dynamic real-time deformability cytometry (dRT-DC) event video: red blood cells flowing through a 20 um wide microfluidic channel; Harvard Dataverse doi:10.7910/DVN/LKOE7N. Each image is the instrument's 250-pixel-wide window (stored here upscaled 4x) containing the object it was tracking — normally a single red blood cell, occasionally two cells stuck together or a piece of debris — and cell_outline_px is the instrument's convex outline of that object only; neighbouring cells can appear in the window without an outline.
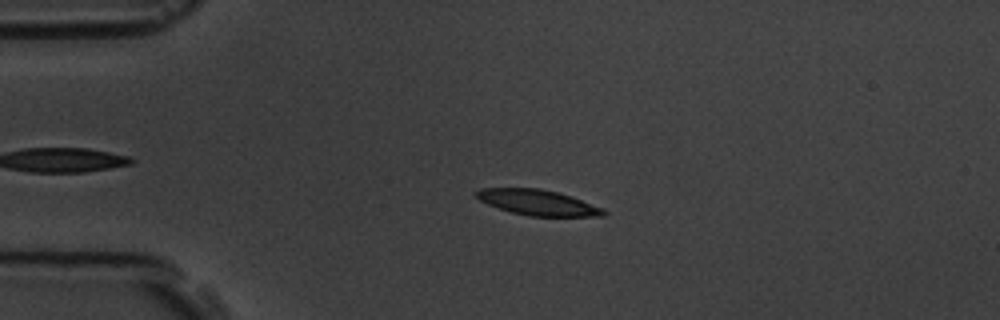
{"species": "common noctule bat (a hibernating species)", "species_latin": "Nyctalus noctula", "temperature_condition": "room temperature", "stored_images_in_passage": 4, "camera_frame_rate_fps": 3000, "um_per_image_px": 0.085, "animal": {"sex": "male", "body_mass_g": 19.5, "forearm_length_mm": 54.6}, "frame": {"image": 1, "passage_image": 3, "time_ms": 2.333, "image_size_px": [1000, 320], "cell_outline_px": [[608, 212], [604, 216], [528, 216], [512, 212], [488, 204], [472, 196], [472, 192], [480, 188], [540, 188], [572, 196], [604, 208]], "centroid_in_image_um": [45.7, 17.2], "position_along_channel_um": 39.3, "area_um2": 19.07}}